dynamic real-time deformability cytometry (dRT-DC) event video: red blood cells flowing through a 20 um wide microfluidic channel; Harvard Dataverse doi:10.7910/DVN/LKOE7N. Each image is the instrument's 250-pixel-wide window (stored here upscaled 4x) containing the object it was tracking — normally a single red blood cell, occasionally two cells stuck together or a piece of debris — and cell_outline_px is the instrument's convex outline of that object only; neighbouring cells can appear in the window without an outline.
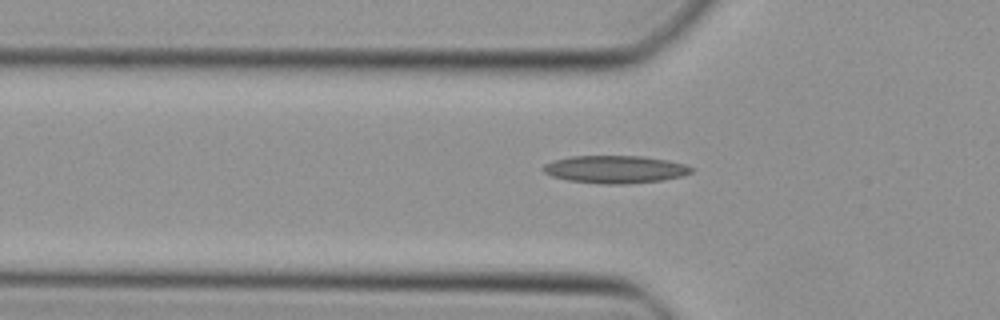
{"species": "Egyptian fruit bat (a non-hibernating species)", "species_latin": "Rousettus aegyptiacus", "temperature_condition": "cold", "stored_images_in_passage": 41, "camera_frame_rate_fps": 3000, "um_per_image_px": 0.085, "animal": {"sex": "female"}, "frame": {"image": 1, "passage_image": 16, "time_ms": 5.0, "image_size_px": [1000, 320], "cell_outline_px": [[692, 172], [684, 176], [660, 180], [628, 184], [600, 184], [568, 180], [552, 176], [544, 172], [540, 168], [544, 164], [552, 160], [572, 156], [644, 156], [668, 160], [684, 164], [692, 168]], "centroid_in_image_um": [52.26, 14.39], "position_along_channel_um": 73.5, "area_um2": 23.99}}
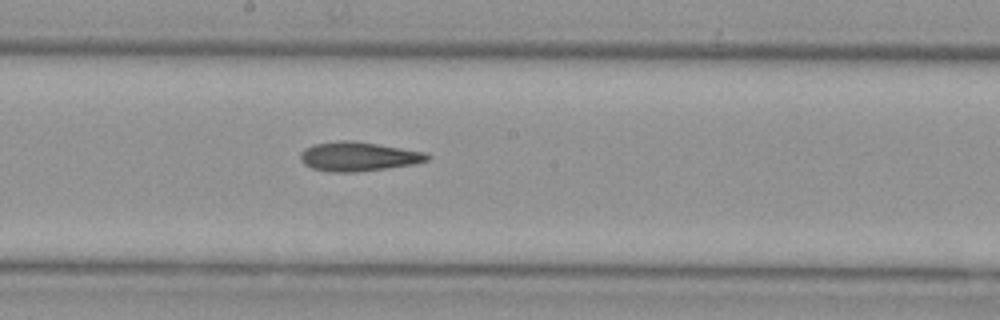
{"frame": {"image": 2, "passage_image": 26, "time_ms": 8.333, "image_size_px": [1000, 320], "cell_outline_px": [[432, 156], [428, 160], [412, 164], [356, 172], [328, 172], [312, 168], [304, 164], [300, 160], [300, 152], [304, 148], [312, 144], [340, 140], [352, 140], [424, 152]], "centroid_in_image_um": [30.39, 13.3], "position_along_channel_um": 217.8, "area_um2": 21.5}}
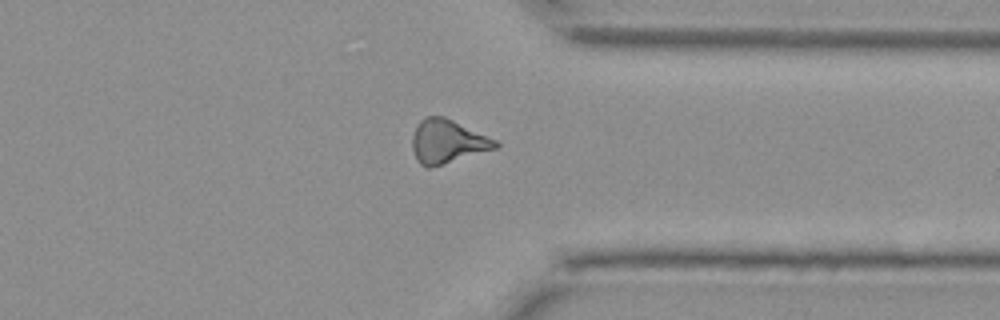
{"frame": {"image": 3, "passage_image": 37, "time_ms": 12.0, "image_size_px": [1000, 320], "cell_outline_px": [[500, 144], [496, 148], [428, 168], [424, 168], [416, 160], [412, 148], [412, 136], [416, 124], [424, 116], [444, 116], [496, 140]], "centroid_in_image_um": [37.97, 12.01], "position_along_channel_um": 373.4, "area_um2": 20.98}}